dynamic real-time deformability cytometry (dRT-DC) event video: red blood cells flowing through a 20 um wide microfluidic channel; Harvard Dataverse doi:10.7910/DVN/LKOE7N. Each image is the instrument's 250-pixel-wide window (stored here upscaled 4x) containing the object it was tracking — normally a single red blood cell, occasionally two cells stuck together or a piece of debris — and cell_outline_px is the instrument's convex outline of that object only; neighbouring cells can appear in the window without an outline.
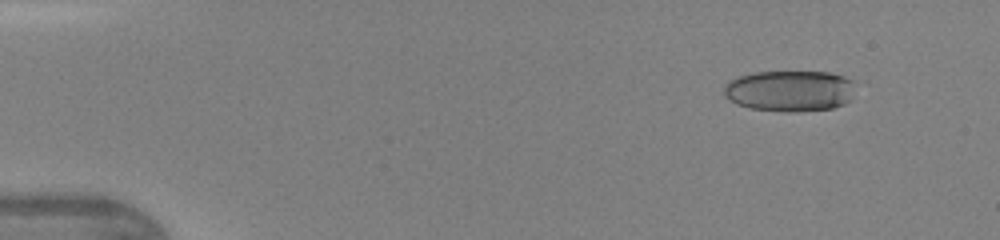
{"species": "human", "species_latin": "Homo sapiens", "temperature_condition": "warm", "stored_images_in_passage": 41, "camera_frame_rate_fps": 3000, "um_per_image_px": 0.085, "donor": {"sex": "female"}, "frame": {"image": 1, "passage_image": 1, "time_ms": 0.0, "image_size_px": [1000, 240], "cell_outline_px": [[852, 80], [848, 100], [844, 104], [832, 108], [788, 112], [752, 108], [736, 104], [728, 100], [724, 96], [724, 84], [728, 80], [740, 76], [756, 72], [828, 72], [844, 76]], "centroid_in_image_um": [67.04, 7.72], "position_along_channel_um": 18.0, "area_um2": 31.1}}
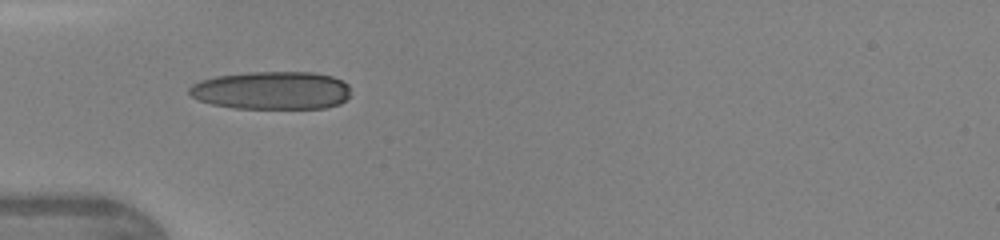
{"frame": {"image": 2, "passage_image": 11, "time_ms": 3.333, "image_size_px": [1000, 240], "cell_outline_px": [[348, 96], [340, 104], [324, 108], [236, 108], [212, 104], [200, 100], [192, 96], [188, 92], [188, 88], [192, 84], [200, 80], [216, 76], [248, 72], [316, 72], [332, 76], [348, 84]], "centroid_in_image_um": [23.08, 7.68], "position_along_channel_um": 61.9, "area_um2": 35.78}}
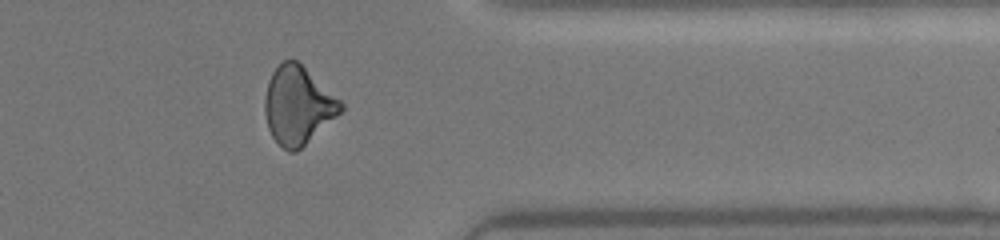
{"frame": {"image": 3, "passage_image": 33, "time_ms": 10.667, "image_size_px": [1000, 240], "cell_outline_px": [[344, 108], [340, 112], [296, 152], [288, 152], [272, 136], [268, 128], [264, 112], [264, 100], [268, 80], [272, 72], [284, 60], [296, 60], [340, 100], [344, 104]], "centroid_in_image_um": [25.28, 8.96], "position_along_channel_um": 386.1, "area_um2": 33.76}}